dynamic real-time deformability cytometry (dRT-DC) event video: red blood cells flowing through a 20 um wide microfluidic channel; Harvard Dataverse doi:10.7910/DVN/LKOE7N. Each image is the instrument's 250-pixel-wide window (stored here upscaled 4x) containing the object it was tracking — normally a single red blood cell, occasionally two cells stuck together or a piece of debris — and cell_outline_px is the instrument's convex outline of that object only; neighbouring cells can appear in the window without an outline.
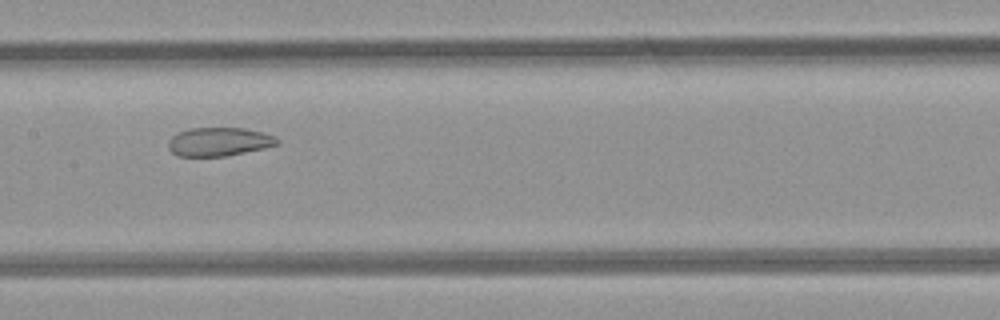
{"species": "common noctule bat (a hibernating species)", "species_latin": "Nyctalus noctula", "temperature_condition": "room temperature", "stored_images_in_passage": 11, "camera_frame_rate_fps": 3000, "um_per_image_px": 0.085, "animal": {"sex": "female", "body_mass_g": 21.9}, "frame": {"image": 1, "passage_image": 11, "time_ms": 12.0, "image_size_px": [1000, 320], "cell_outline_px": [[280, 144], [264, 148], [224, 156], [176, 156], [168, 148], [168, 140], [172, 136], [188, 128], [244, 128], [264, 132], [276, 136], [280, 140]], "centroid_in_image_um": [18.64, 12.04], "position_along_channel_um": 188.8, "area_um2": 18.26}}